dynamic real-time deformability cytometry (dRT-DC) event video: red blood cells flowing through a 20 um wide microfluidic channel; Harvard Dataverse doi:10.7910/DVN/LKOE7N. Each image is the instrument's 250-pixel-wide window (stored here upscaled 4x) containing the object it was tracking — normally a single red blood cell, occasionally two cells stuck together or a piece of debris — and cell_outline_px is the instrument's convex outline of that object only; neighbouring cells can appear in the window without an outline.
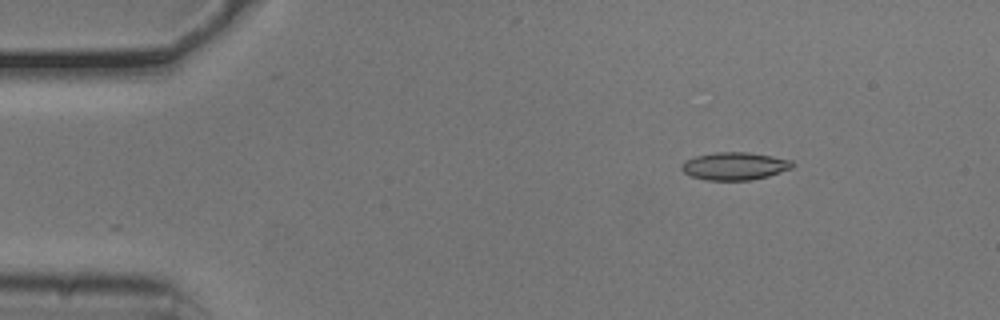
{"species": "common noctule bat (a hibernating species)", "species_latin": "Nyctalus noctula", "temperature_condition": "cold", "stored_images_in_passage": 47, "camera_frame_rate_fps": 3000, "um_per_image_px": 0.085, "animal": {"sex": "male", "body_mass_g": 20.5, "forearm_length_mm": 52.5}, "frame": {"image": 1, "passage_image": 1, "time_ms": 0.0, "image_size_px": [1000, 320], "cell_outline_px": [[796, 164], [792, 168], [768, 176], [752, 180], [704, 180], [692, 176], [684, 172], [680, 168], [680, 164], [684, 160], [696, 156], [716, 152], [748, 152], [772, 156], [792, 160]], "centroid_in_image_um": [62.44, 14.11], "position_along_channel_um": 22.6, "area_um2": 18.03}}
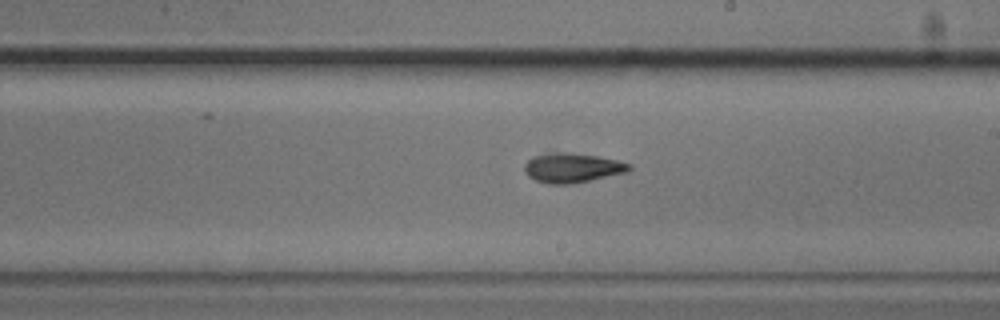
{"frame": {"image": 2, "passage_image": 24, "time_ms": 7.667, "image_size_px": [1000, 320], "cell_outline_px": [[632, 168], [628, 172], [568, 184], [548, 184], [536, 180], [528, 176], [524, 172], [524, 164], [532, 156], [556, 152], [564, 152], [596, 156], [616, 160], [632, 164]], "centroid_in_image_um": [48.62, 14.26], "position_along_channel_um": 240.4, "area_um2": 17.86}}
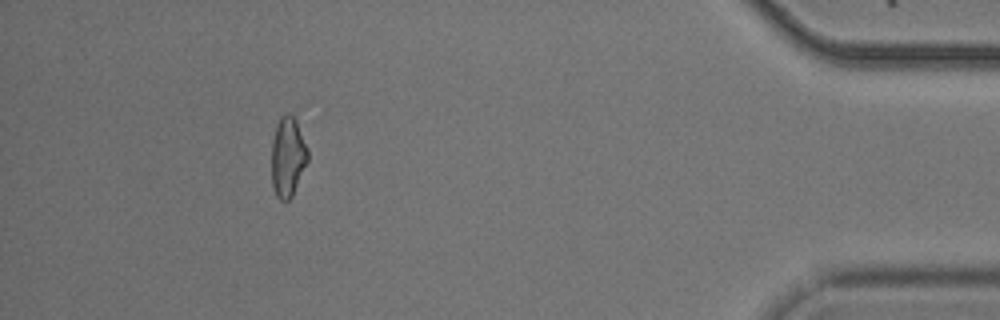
{"frame": {"image": 3, "passage_image": 42, "time_ms": 13.667, "image_size_px": [1000, 320], "cell_outline_px": [[308, 160], [292, 196], [288, 200], [280, 200], [276, 196], [272, 184], [272, 140], [276, 124], [280, 116], [284, 112], [288, 112], [296, 120], [308, 148]], "centroid_in_image_um": [24.45, 13.29], "position_along_channel_um": 410.7, "area_um2": 16.94}, "authors_computed_cell_mechanics": {"area_um2": 17.5134, "velocity_mm_per_s": 3.7943, "shape_relaxation_time_tau1_ms": 2.9597, "shape_relaxation_time_tau2_ms": 7.1123, "deformation_change_tau1": 0.1019, "deformation_change_tau2": 0.1703}}